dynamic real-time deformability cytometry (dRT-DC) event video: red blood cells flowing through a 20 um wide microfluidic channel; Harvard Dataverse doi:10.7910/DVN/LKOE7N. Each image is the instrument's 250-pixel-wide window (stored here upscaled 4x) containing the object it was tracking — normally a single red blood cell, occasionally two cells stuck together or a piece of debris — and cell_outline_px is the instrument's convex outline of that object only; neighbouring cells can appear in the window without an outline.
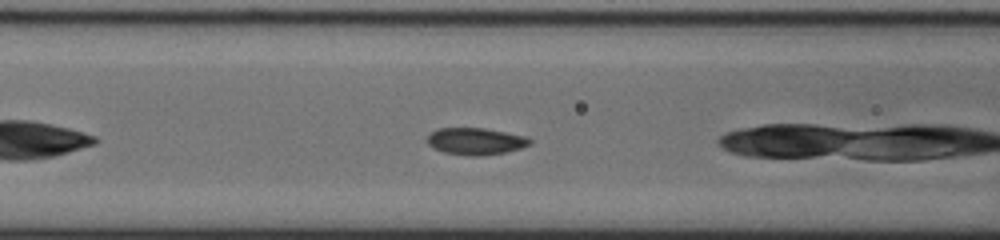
{"species": "common noctule bat (a hibernating species)", "species_latin": "Nyctalus noctula", "temperature_condition": "cold", "stored_images_in_passage": 13, "camera_frame_rate_fps": 3000, "um_per_image_px": 0.085, "animal": {"sex": "male", "body_mass_g": 20.0, "forearm_length_mm": 53.3}, "frame": {"image": 1, "passage_image": 11, "time_ms": 3.333, "image_size_px": [1000, 240], "cell_outline_px": [[532, 144], [520, 148], [504, 152], [480, 156], [468, 156], [444, 152], [428, 144], [428, 136], [432, 132], [440, 128], [484, 128], [524, 136], [532, 140]], "centroid_in_image_um": [40.44, 12.01], "position_along_channel_um": 126.2, "area_um2": 15.84}}